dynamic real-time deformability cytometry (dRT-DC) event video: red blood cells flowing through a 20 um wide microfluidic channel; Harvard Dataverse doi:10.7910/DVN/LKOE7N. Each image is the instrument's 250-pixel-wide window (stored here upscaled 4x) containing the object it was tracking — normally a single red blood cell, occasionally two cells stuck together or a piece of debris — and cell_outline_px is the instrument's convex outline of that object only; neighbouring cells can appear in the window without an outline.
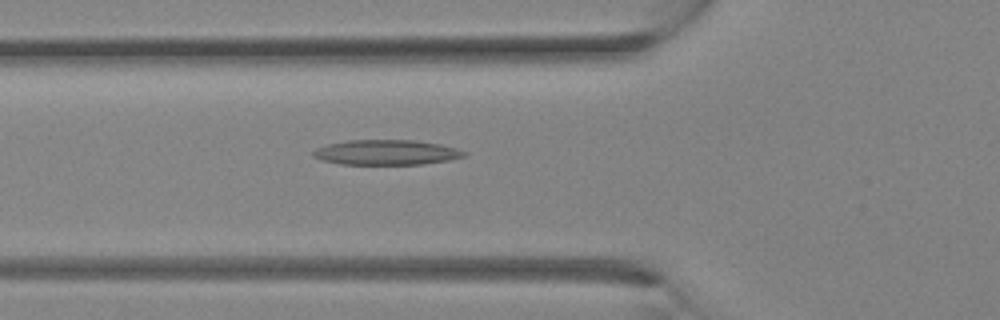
{"species": "Egyptian fruit bat (a non-hibernating species)", "species_latin": "Rousettus aegyptiacus", "temperature_condition": "room temperature", "stored_images_in_passage": 31, "camera_frame_rate_fps": 3000, "um_per_image_px": 0.085, "animal": {"sex": "female"}, "frame": {"image": 1, "passage_image": 10, "time_ms": 3.0, "image_size_px": [1000, 320], "cell_outline_px": [[468, 156], [448, 160], [424, 164], [340, 164], [320, 160], [312, 156], [312, 152], [316, 148], [328, 144], [348, 140], [416, 140], [440, 144], [456, 148], [468, 152]], "centroid_in_image_um": [32.85, 12.95], "position_along_channel_um": 92.9, "area_um2": 22.2}}
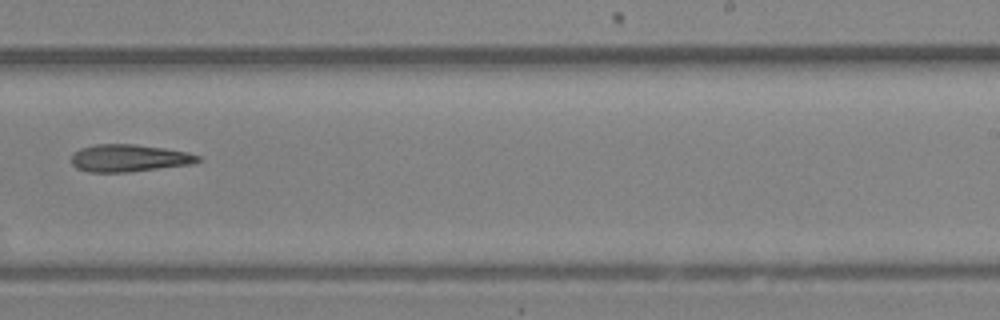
{"frame": {"image": 2, "passage_image": 19, "time_ms": 6.0, "image_size_px": [1000, 320], "cell_outline_px": [[200, 160], [192, 164], [128, 172], [88, 172], [76, 168], [72, 164], [72, 152], [80, 148], [96, 144], [132, 144], [164, 148], [188, 152], [200, 156]], "centroid_in_image_um": [10.94, 13.44], "position_along_channel_um": 278.1, "area_um2": 20.17}}
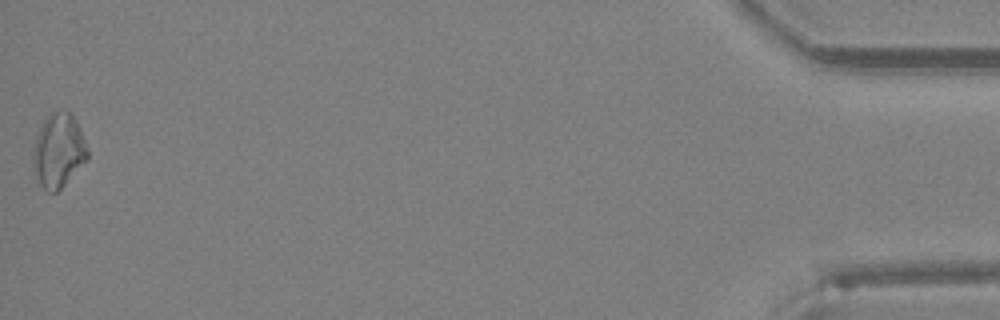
{"frame": {"image": 3, "passage_image": 31, "time_ms": 10.0, "image_size_px": [1000, 320], "cell_outline_px": [[88, 160], [56, 192], [48, 192], [36, 180], [32, 156], [32, 152], [40, 128], [44, 120], [52, 112], [68, 112], [76, 120], [88, 148]], "centroid_in_image_um": [4.98, 12.83], "position_along_channel_um": 430.2, "area_um2": 23.12}}